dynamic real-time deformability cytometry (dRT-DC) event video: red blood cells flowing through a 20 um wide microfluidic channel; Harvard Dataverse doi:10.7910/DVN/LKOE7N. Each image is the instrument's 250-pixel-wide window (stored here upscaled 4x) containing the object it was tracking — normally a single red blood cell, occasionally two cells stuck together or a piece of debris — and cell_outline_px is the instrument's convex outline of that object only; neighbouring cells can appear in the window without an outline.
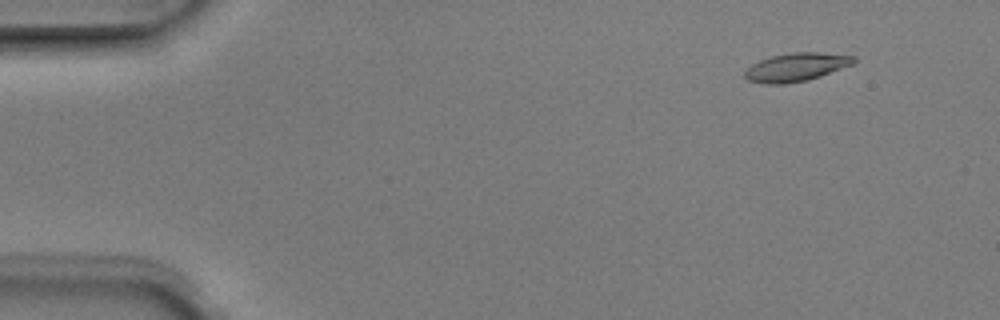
{"species": "Egyptian fruit bat (a non-hibernating species)", "species_latin": "Rousettus aegyptiacus", "temperature_condition": "room temperature", "stored_images_in_passage": 4, "camera_frame_rate_fps": 3000, "um_per_image_px": 0.085, "animal": {"sex": "male"}, "frame": {"image": 1, "passage_image": 1, "time_ms": 0.0, "image_size_px": [1000, 320], "cell_outline_px": [[856, 60], [852, 64], [820, 76], [808, 80], [784, 84], [764, 84], [748, 80], [744, 76], [744, 72], [752, 64], [760, 60], [772, 56], [792, 52], [820, 52], [856, 56]], "centroid_in_image_um": [67.67, 5.7], "position_along_channel_um": 17.3, "area_um2": 17.92}}
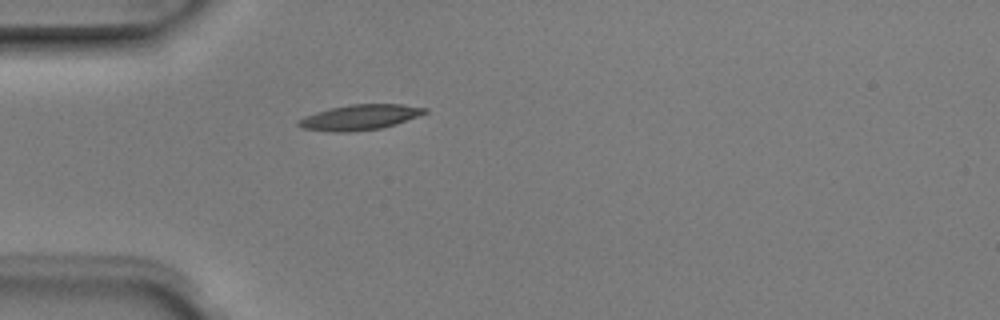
{"frame": {"image": 2, "passage_image": 4, "time_ms": 1.0, "image_size_px": [1000, 320], "cell_outline_px": [[428, 112], [380, 128], [352, 132], [332, 132], [300, 128], [296, 124], [296, 120], [316, 112], [332, 108], [352, 104], [400, 104], [428, 108]], "centroid_in_image_um": [30.51, 9.97], "position_along_channel_um": 54.5, "area_um2": 18.38}}